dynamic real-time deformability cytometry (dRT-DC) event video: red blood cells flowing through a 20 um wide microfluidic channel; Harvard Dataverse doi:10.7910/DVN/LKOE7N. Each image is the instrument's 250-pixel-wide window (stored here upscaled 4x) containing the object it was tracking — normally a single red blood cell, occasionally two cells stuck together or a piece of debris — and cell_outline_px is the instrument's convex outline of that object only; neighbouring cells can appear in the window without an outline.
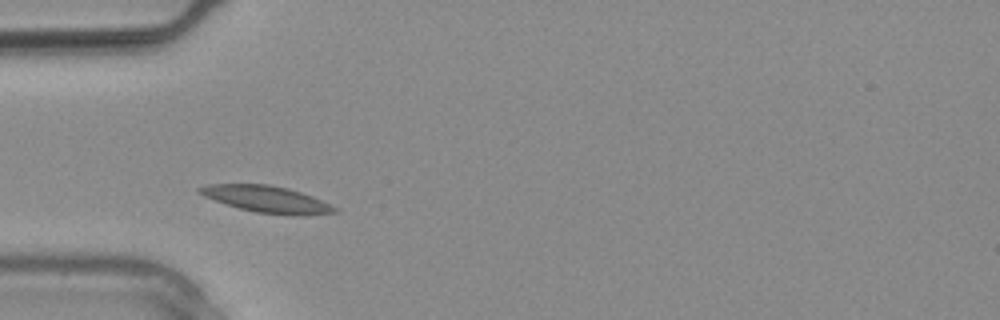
{"species": "common noctule bat (a hibernating species)", "species_latin": "Nyctalus noctula", "temperature_condition": "warm", "stored_images_in_passage": 12, "camera_frame_rate_fps": 3000, "um_per_image_px": 0.085, "animal": {"sex": "male", "body_mass_g": 20.4}, "frame": {"image": 1, "passage_image": 3, "time_ms": 0.667, "image_size_px": [1000, 320], "cell_outline_px": [[340, 212], [304, 216], [300, 216], [256, 212], [240, 208], [204, 196], [196, 192], [196, 188], [208, 184], [268, 184], [288, 188], [312, 196], [336, 208]], "centroid_in_image_um": [22.67, 16.93], "position_along_channel_um": 62.3, "area_um2": 20.81}}